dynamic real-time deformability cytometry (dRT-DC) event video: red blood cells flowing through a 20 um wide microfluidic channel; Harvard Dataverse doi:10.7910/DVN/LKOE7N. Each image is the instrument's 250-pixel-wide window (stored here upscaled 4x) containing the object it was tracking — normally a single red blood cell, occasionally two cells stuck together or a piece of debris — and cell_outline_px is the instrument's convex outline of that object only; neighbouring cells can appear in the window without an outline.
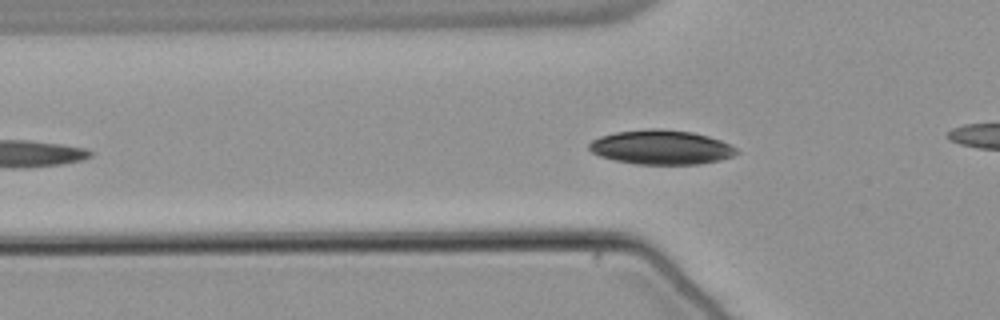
{"species": "common noctule bat (a hibernating species)", "species_latin": "Nyctalus noctula", "temperature_condition": "warm", "stored_images_in_passage": 46, "camera_frame_rate_fps": 3000, "um_per_image_px": 0.085, "animal": {"sex": "male", "body_mass_g": 21.5, "forearm_length_mm": 52.0}, "frame": {"image": 1, "passage_image": 9, "time_ms": 2.667, "image_size_px": [1000, 320], "cell_outline_px": [[740, 152], [732, 156], [720, 160], [700, 164], [636, 164], [616, 160], [600, 156], [592, 152], [588, 148], [588, 144], [592, 140], [600, 136], [616, 132], [652, 128], [660, 128], [692, 132], [708, 136], [720, 140], [736, 148]], "centroid_in_image_um": [56.2, 12.51], "position_along_channel_um": 69.6, "area_um2": 29.48}}
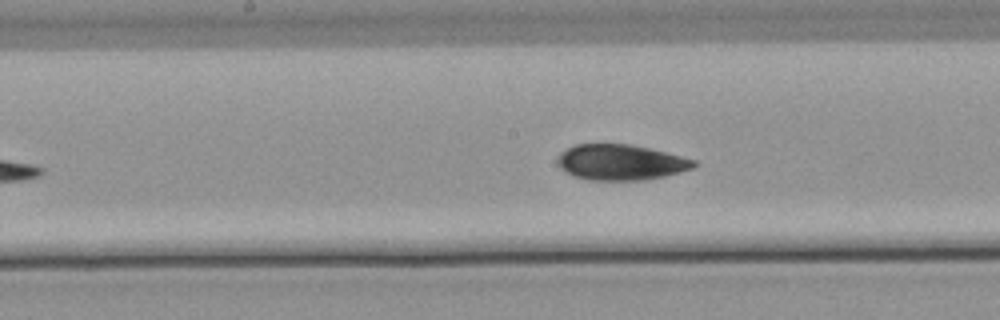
{"frame": {"image": 2, "passage_image": 19, "time_ms": 6.0, "image_size_px": [1000, 320], "cell_outline_px": [[696, 164], [692, 168], [680, 172], [664, 176], [644, 180], [588, 180], [576, 176], [560, 168], [556, 164], [556, 156], [560, 152], [576, 144], [628, 144], [648, 148], [696, 160]], "centroid_in_image_um": [52.71, 13.79], "position_along_channel_um": 195.5, "area_um2": 28.15}}
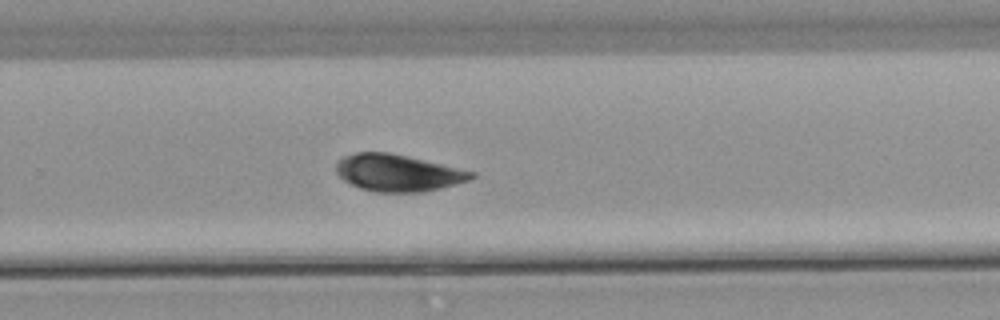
{"frame": {"image": 3, "passage_image": 27, "time_ms": 8.667, "image_size_px": [1000, 320], "cell_outline_px": [[476, 176], [468, 180], [440, 188], [424, 192], [376, 192], [360, 188], [344, 180], [336, 172], [336, 164], [344, 156], [356, 152], [388, 152], [408, 156], [476, 172]], "centroid_in_image_um": [33.82, 14.69], "position_along_channel_um": 296.0, "area_um2": 28.9}, "authors_computed_cell_mechanics": {"area_um2": 28.8711, "velocity_mm_per_s": 3.7815, "shape_relaxation_time_tau1_ms": 1.5793, "shape_relaxation_time_tau2_ms": 2.358, "deformation_change_tau1": 0.0441, "deformation_change_tau2": 0.0626}}